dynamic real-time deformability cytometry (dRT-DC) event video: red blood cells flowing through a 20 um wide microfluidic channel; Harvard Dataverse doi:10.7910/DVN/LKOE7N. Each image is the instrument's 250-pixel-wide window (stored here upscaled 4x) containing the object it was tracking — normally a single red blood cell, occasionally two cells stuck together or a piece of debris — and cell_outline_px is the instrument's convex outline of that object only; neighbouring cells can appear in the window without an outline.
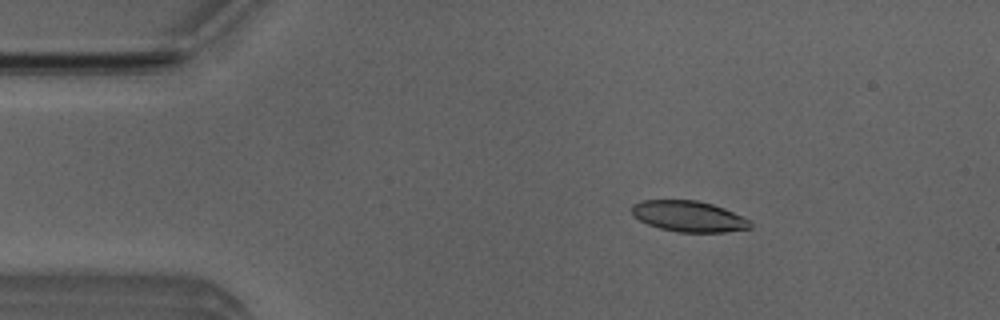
{"species": "Egyptian fruit bat (a non-hibernating species)", "species_latin": "Rousettus aegyptiacus", "temperature_condition": "room temperature", "stored_images_in_passage": 50, "camera_frame_rate_fps": 3000, "um_per_image_px": 0.085, "animal": {"sex": "male"}, "frame": {"image": 1, "passage_image": 7, "time_ms": 2.0, "image_size_px": [1000, 320], "cell_outline_px": [[752, 228], [724, 232], [680, 232], [660, 228], [648, 224], [632, 216], [632, 204], [640, 200], [696, 200], [712, 204], [724, 208], [744, 216], [752, 220]], "centroid_in_image_um": [58.57, 18.38], "position_along_channel_um": 26.4, "area_um2": 21.5}}
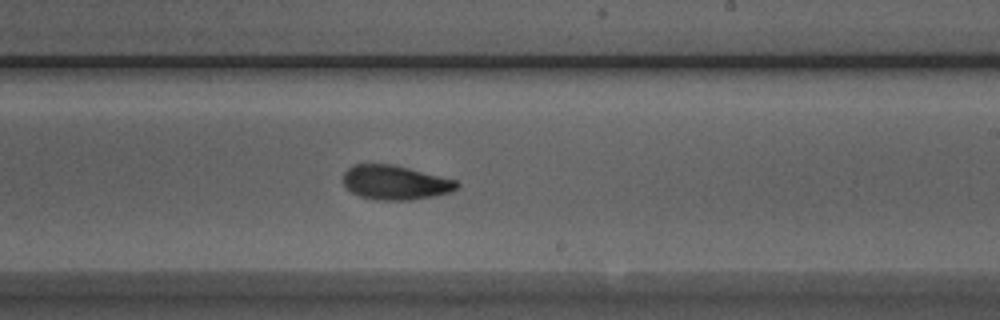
{"frame": {"image": 2, "passage_image": 29, "time_ms": 9.333, "image_size_px": [1000, 320], "cell_outline_px": [[460, 184], [456, 188], [448, 192], [432, 196], [408, 200], [376, 200], [360, 196], [352, 192], [344, 184], [344, 172], [352, 164], [392, 164], [456, 180]], "centroid_in_image_um": [33.56, 15.51], "position_along_channel_um": 255.4, "area_um2": 22.43}}
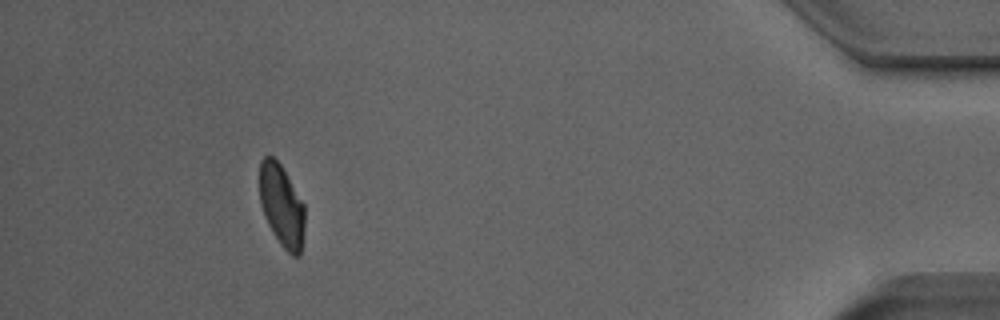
{"frame": {"image": 3, "passage_image": 46, "time_ms": 15.0, "image_size_px": [1000, 320], "cell_outline_px": [[304, 232], [300, 256], [292, 256], [280, 244], [272, 232], [264, 216], [260, 204], [260, 160], [264, 156], [272, 156], [280, 164], [304, 204]], "centroid_in_image_um": [23.94, 17.5], "position_along_channel_um": 411.3, "area_um2": 21.56}, "authors_computed_cell_mechanics": {"area_um2": 22.4842, "velocity_mm_per_s": 3.9251, "shape_relaxation_time_tau1_ms": 3.6145, "shape_relaxation_time_tau2_ms": 2.7713, "deformation_change_tau1": 0.1402, "deformation_change_tau2": 0.0874}}